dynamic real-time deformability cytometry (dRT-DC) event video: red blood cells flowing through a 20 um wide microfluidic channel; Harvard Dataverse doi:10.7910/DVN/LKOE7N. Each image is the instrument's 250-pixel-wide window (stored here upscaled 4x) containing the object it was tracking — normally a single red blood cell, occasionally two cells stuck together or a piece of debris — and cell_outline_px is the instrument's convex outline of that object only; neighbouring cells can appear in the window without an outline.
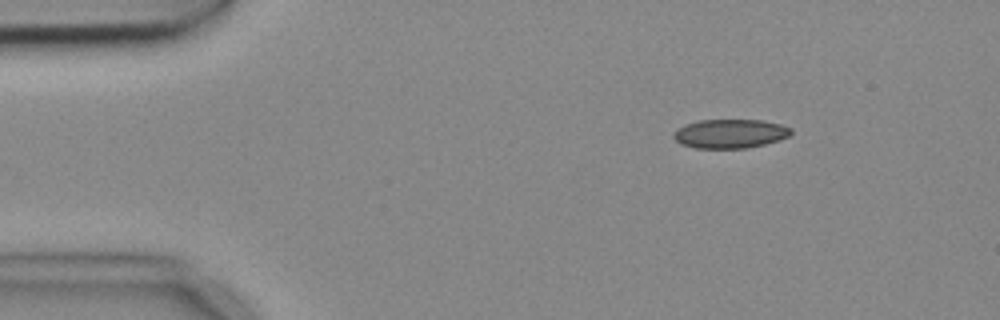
{"species": "common noctule bat (a hibernating species)", "species_latin": "Nyctalus noctula", "temperature_condition": "cold", "stored_images_in_passage": 4, "camera_frame_rate_fps": 3000, "um_per_image_px": 0.085, "animal": {"sex": "female", "body_mass_g": 18.4}, "frame": {"image": 1, "passage_image": 2, "time_ms": 0.333, "image_size_px": [1000, 320], "cell_outline_px": [[792, 132], [788, 136], [764, 144], [748, 148], [696, 148], [680, 144], [672, 136], [672, 132], [684, 124], [700, 120], [764, 120], [780, 124], [792, 128]], "centroid_in_image_um": [62.02, 11.35], "position_along_channel_um": 23.0, "area_um2": 19.88}}